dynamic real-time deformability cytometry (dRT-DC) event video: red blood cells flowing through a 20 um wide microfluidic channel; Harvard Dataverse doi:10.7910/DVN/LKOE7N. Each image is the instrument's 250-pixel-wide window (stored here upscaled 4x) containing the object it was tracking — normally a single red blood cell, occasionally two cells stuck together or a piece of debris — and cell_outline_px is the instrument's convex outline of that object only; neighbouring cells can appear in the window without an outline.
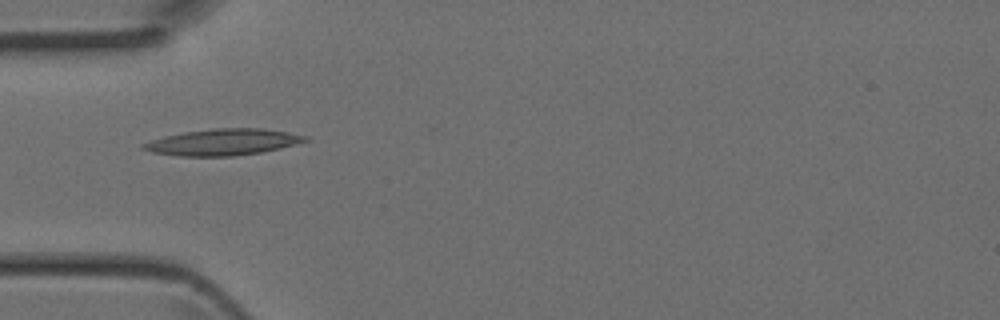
{"species": "Egyptian fruit bat (a non-hibernating species)", "species_latin": "Rousettus aegyptiacus", "temperature_condition": "room temperature", "stored_images_in_passage": 5, "camera_frame_rate_fps": 3000, "um_per_image_px": 0.085, "animal": {"sex": "female"}, "frame": {"image": 1, "passage_image": 5, "time_ms": 1.333, "image_size_px": [1000, 320], "cell_outline_px": [[312, 140], [280, 148], [260, 152], [232, 156], [176, 156], [152, 152], [140, 148], [140, 144], [164, 136], [184, 132], [212, 128], [264, 128], [312, 136]], "centroid_in_image_um": [18.99, 12.07], "position_along_channel_um": 66.0, "area_um2": 25.14}}